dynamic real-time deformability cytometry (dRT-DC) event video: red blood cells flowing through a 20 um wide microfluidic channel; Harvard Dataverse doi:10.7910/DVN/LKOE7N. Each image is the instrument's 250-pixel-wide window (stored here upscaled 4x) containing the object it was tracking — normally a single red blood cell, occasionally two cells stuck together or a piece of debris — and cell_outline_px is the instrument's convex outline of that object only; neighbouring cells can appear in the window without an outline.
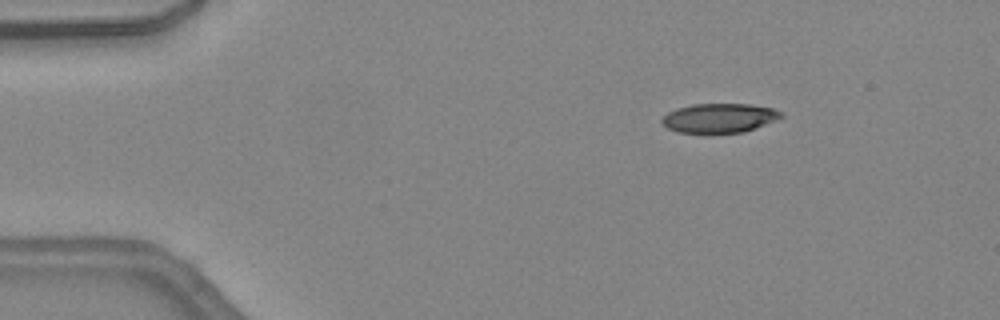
{"species": "common noctule bat (a hibernating species)", "species_latin": "Nyctalus noctula", "temperature_condition": "warm", "stored_images_in_passage": 32, "camera_frame_rate_fps": 3000, "um_per_image_px": 0.085, "animal": {"sex": "female", "body_mass_g": 24.6, "forearm_length_mm": 56.2}, "frame": {"image": 1, "passage_image": 1, "time_ms": 0.0, "image_size_px": [1000, 320], "cell_outline_px": [[784, 116], [780, 120], [744, 132], [676, 132], [668, 128], [660, 120], [668, 112], [676, 108], [692, 104], [748, 104], [772, 108], [784, 112]], "centroid_in_image_um": [61.2, 10.02], "position_along_channel_um": 23.8, "area_um2": 20.4}}
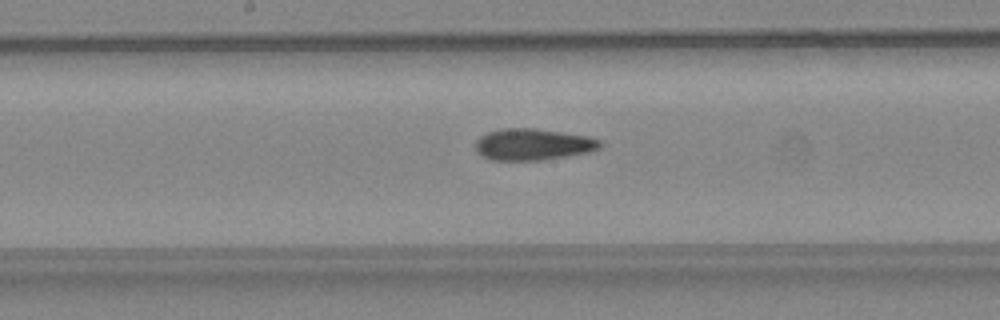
{"frame": {"image": 2, "passage_image": 18, "time_ms": 5.667, "image_size_px": [1000, 320], "cell_outline_px": [[604, 144], [600, 148], [588, 152], [568, 156], [540, 160], [492, 160], [476, 152], [476, 140], [480, 136], [488, 132], [504, 128], [532, 128], [588, 136], [600, 140]], "centroid_in_image_um": [45.31, 12.27], "position_along_channel_um": 202.9, "area_um2": 22.83}}
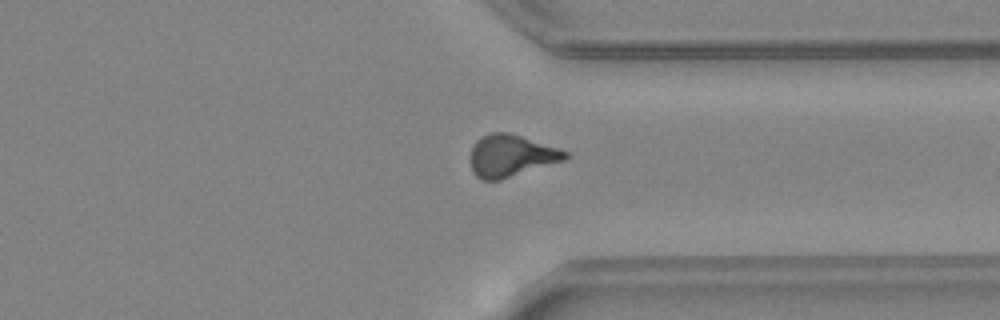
{"frame": {"image": 3, "passage_image": 29, "time_ms": 9.333, "image_size_px": [1000, 320], "cell_outline_px": [[568, 156], [564, 160], [500, 180], [484, 180], [476, 176], [472, 172], [468, 160], [468, 156], [472, 144], [480, 136], [492, 132], [508, 132], [568, 152]], "centroid_in_image_um": [43.33, 13.24], "position_along_channel_um": 368.1, "area_um2": 23.24}}